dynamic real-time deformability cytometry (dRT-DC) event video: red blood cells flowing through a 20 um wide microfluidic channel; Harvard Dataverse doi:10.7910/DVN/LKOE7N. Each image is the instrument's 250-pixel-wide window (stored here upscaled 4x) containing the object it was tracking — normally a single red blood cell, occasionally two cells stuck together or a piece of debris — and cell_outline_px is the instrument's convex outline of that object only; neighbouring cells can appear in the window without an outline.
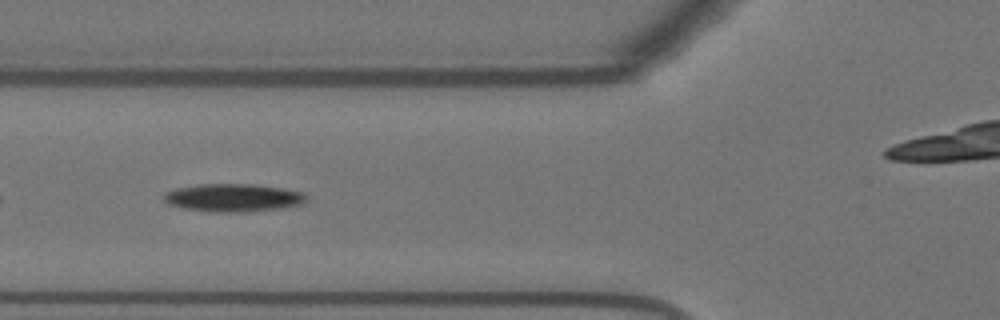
{"species": "Egyptian fruit bat (a non-hibernating species)", "species_latin": "Rousettus aegyptiacus", "temperature_condition": "warm", "stored_images_in_passage": 35, "camera_frame_rate_fps": 3000, "um_per_image_px": 0.085, "animal": {"sex": "female"}, "frame": {"image": 1, "passage_image": 5, "time_ms": 1.333, "image_size_px": [1000, 320], "cell_outline_px": [[308, 200], [304, 204], [284, 208], [240, 212], [212, 212], [180, 208], [168, 204], [164, 200], [164, 192], [176, 188], [196, 184], [252, 184], [284, 188], [304, 192], [308, 196]], "centroid_in_image_um": [19.85, 16.8], "position_along_channel_um": 105.9, "area_um2": 23.64}}
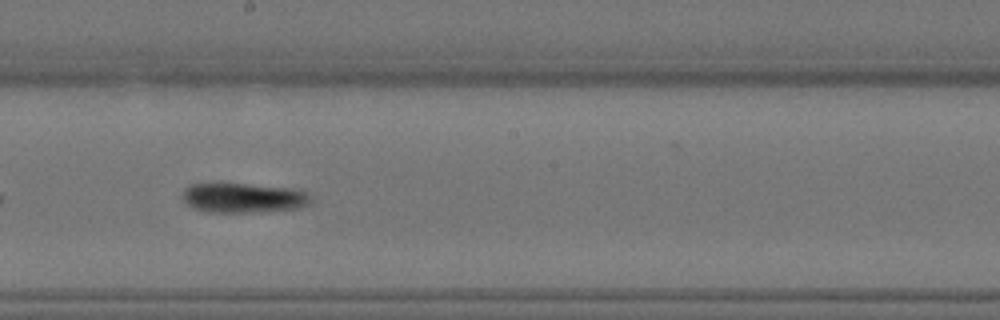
{"frame": {"image": 2, "passage_image": 15, "time_ms": 4.667, "image_size_px": [1000, 320], "cell_outline_px": [[312, 204], [300, 208], [244, 212], [208, 212], [192, 208], [184, 200], [184, 188], [192, 184], [248, 184], [296, 188], [308, 192], [312, 200]], "centroid_in_image_um": [20.76, 16.81], "position_along_channel_um": 227.4, "area_um2": 22.2}}
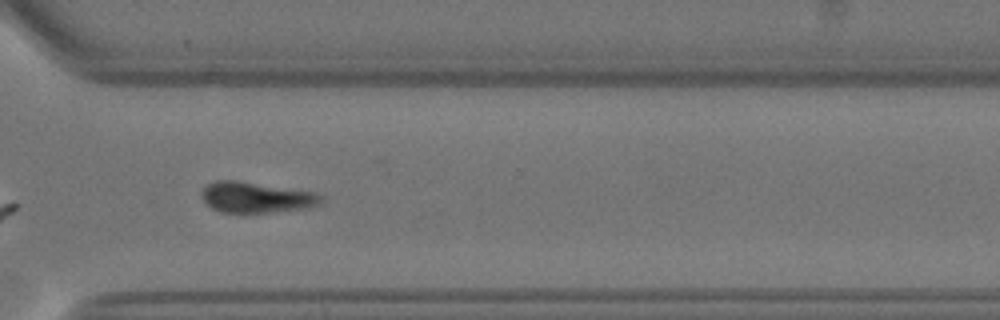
{"frame": {"image": 3, "passage_image": 25, "time_ms": 8.0, "image_size_px": [1000, 320], "cell_outline_px": [[324, 204], [308, 208], [268, 212], [220, 212], [212, 208], [200, 196], [200, 192], [208, 184], [216, 180], [240, 180], [316, 192], [324, 196]], "centroid_in_image_um": [21.84, 16.76], "position_along_channel_um": 348.8, "area_um2": 21.73}, "authors_computed_cell_mechanics": {"area_um2": 21.8484, "velocity_mm_per_s": 3.6459, "shape_relaxation_time_tau1_ms": 8.4926, "shape_relaxation_time_tau2_ms": null, "deformation_change_tau1": 0.1813, "deformation_change_tau2": null}}